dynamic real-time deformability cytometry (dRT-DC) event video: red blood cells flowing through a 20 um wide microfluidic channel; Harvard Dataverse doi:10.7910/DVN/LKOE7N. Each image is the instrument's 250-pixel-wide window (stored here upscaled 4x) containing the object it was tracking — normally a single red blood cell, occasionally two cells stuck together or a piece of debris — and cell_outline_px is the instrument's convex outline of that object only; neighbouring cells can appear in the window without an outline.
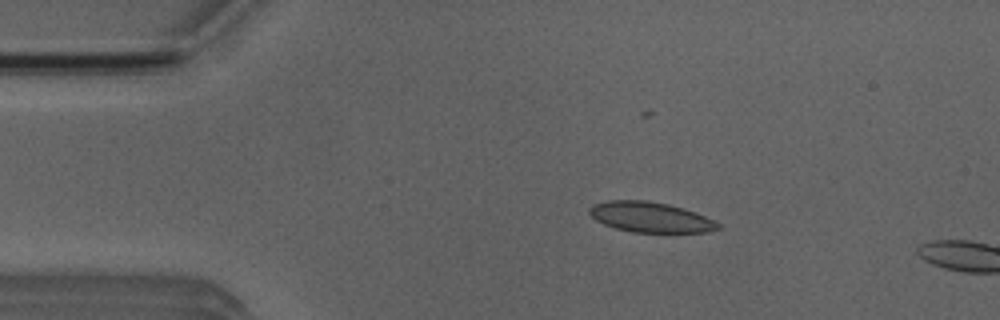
{"species": "Egyptian fruit bat (a non-hibernating species)", "species_latin": "Rousettus aegyptiacus", "temperature_condition": "room temperature", "stored_images_in_passage": 49, "camera_frame_rate_fps": 3000, "um_per_image_px": 0.085, "animal": {"sex": "male"}, "frame": {"image": 1, "passage_image": 8, "time_ms": 2.333, "image_size_px": [1000, 320], "cell_outline_px": [[720, 228], [708, 232], [632, 232], [616, 228], [604, 224], [596, 220], [588, 212], [588, 208], [592, 204], [608, 200], [648, 200], [668, 204], [696, 212], [720, 224]], "centroid_in_image_um": [55.25, 18.45], "position_along_channel_um": 29.8, "area_um2": 22.66}}
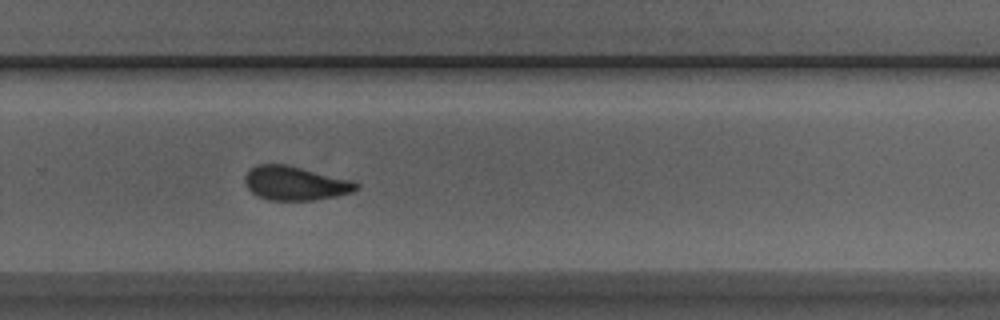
{"frame": {"image": 2, "passage_image": 33, "time_ms": 10.667, "image_size_px": [1000, 320], "cell_outline_px": [[360, 184], [352, 192], [336, 196], [316, 200], [268, 200], [256, 196], [244, 184], [244, 176], [256, 164], [284, 164], [356, 180]], "centroid_in_image_um": [25.1, 15.58], "position_along_channel_um": 304.7, "area_um2": 22.25}}
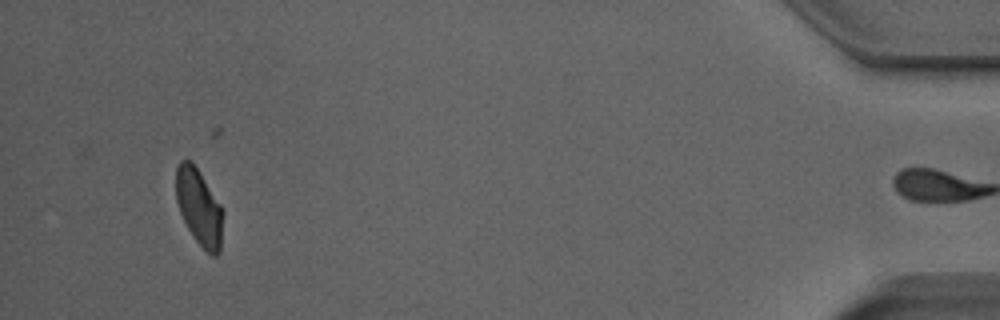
{"frame": {"image": 3, "passage_image": 48, "time_ms": 15.667, "image_size_px": [1000, 320], "cell_outline_px": [[224, 212], [220, 252], [216, 256], [212, 256], [196, 240], [188, 228], [180, 212], [176, 200], [176, 168], [180, 160], [188, 160], [196, 168], [220, 204]], "centroid_in_image_um": [16.93, 17.64], "position_along_channel_um": 418.3, "area_um2": 20.58}, "authors_computed_cell_mechanics": {"area_um2": 22.6576, "velocity_mm_per_s": 3.8839, "shape_relaxation_time_tau1_ms": 5.9341, "shape_relaxation_time_tau2_ms": null, "deformation_change_tau1": null, "deformation_change_tau2": null}}